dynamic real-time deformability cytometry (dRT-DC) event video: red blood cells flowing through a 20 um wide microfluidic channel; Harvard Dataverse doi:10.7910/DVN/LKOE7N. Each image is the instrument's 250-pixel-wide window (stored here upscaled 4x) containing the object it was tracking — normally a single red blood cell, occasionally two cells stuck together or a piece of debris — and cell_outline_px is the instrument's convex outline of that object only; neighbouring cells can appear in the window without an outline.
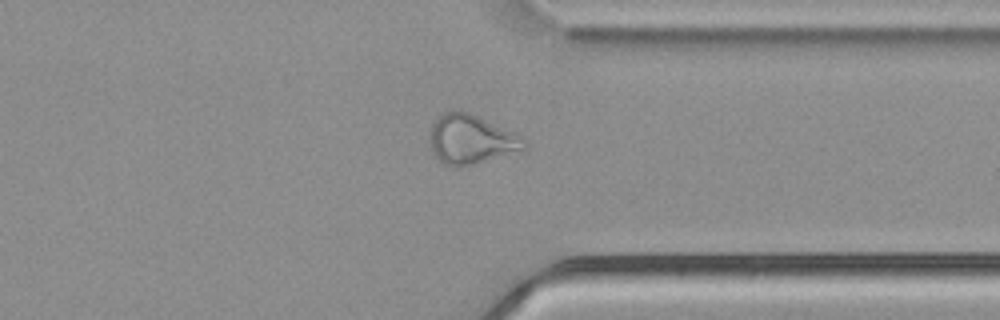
{"species": "common noctule bat (a hibernating species)", "species_latin": "Nyctalus noctula", "temperature_condition": "cold", "stored_images_in_passage": 45, "camera_frame_rate_fps": 3000, "um_per_image_px": 0.085, "animal": {"sex": "male", "body_mass_g": 21.5, "forearm_length_mm": 52.0}, "frame": {"image": 1, "passage_image": 33, "time_ms": 10.667, "image_size_px": [1000, 320], "cell_outline_px": [[528, 144], [524, 148], [476, 164], [444, 164], [432, 152], [428, 144], [432, 124], [444, 112], [452, 108], [456, 108], [468, 112], [512, 132], [520, 136]], "centroid_in_image_um": [39.97, 11.8], "position_along_channel_um": 371.4, "area_um2": 26.47}}
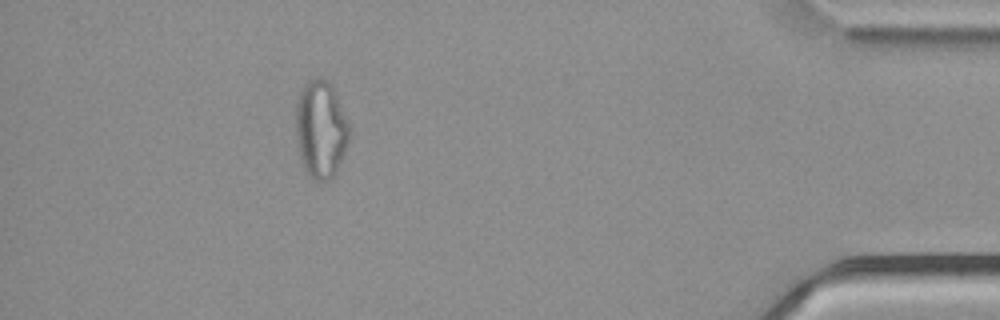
{"frame": {"image": 2, "passage_image": 40, "time_ms": 13.0, "image_size_px": [1000, 320], "cell_outline_px": [[348, 140], [344, 152], [336, 172], [328, 180], [316, 180], [304, 168], [300, 160], [296, 140], [296, 100], [304, 84], [308, 80], [316, 76], [328, 80], [332, 84], [336, 92], [348, 124]], "centroid_in_image_um": [27.24, 10.93], "position_along_channel_um": 408.0, "area_um2": 30.29}, "authors_computed_cell_mechanics": {"area_um2": 28.7844, "velocity_mm_per_s": 3.815, "shape_relaxation_time_tau1_ms": null, "shape_relaxation_time_tau2_ms": 3.0457, "deformation_change_tau1": null, "deformation_change_tau2": 0.1205}}